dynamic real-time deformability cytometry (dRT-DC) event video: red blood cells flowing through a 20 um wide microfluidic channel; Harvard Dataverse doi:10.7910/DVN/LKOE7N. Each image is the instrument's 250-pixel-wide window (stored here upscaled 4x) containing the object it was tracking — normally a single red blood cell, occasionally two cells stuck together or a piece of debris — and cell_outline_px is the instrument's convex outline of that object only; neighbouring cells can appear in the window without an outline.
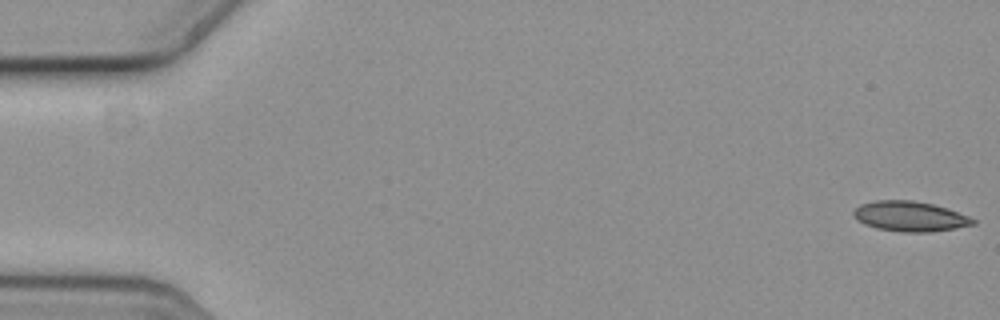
{"species": "common noctule bat (a hibernating species)", "species_latin": "Nyctalus noctula", "temperature_condition": "cold", "stored_images_in_passage": 59, "camera_frame_rate_fps": 3000, "um_per_image_px": 0.085, "animal": {"sex": "female", "body_mass_g": 19.3, "forearm_length_mm": 54.1}, "frame": {"image": 1, "passage_image": 1, "time_ms": 0.0, "image_size_px": [1000, 320], "cell_outline_px": [[976, 224], [956, 228], [932, 232], [900, 232], [876, 228], [864, 224], [856, 220], [852, 212], [860, 204], [876, 200], [912, 200], [932, 204], [948, 208], [968, 216], [976, 220]], "centroid_in_image_um": [77.34, 18.39], "position_along_channel_um": 7.7, "area_um2": 21.1}}
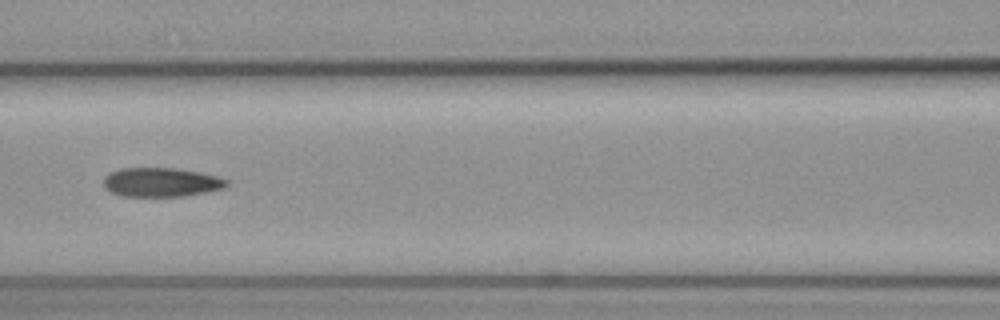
{"frame": {"image": 2, "passage_image": 26, "time_ms": 8.333, "image_size_px": [1000, 320], "cell_outline_px": [[228, 184], [224, 188], [208, 192], [184, 196], [120, 196], [108, 192], [104, 188], [104, 176], [120, 168], [176, 168], [200, 172], [216, 176], [228, 180]], "centroid_in_image_um": [13.68, 15.5], "position_along_channel_um": 152.9, "area_um2": 21.04}}
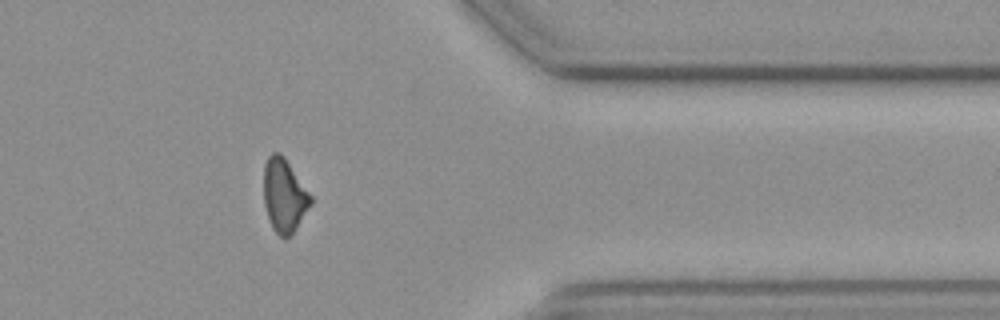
{"frame": {"image": 3, "passage_image": 47, "time_ms": 15.333, "image_size_px": [1000, 320], "cell_outline_px": [[312, 204], [296, 228], [288, 236], [280, 236], [272, 228], [264, 204], [264, 164], [268, 156], [272, 152], [280, 152], [284, 156], [312, 196]], "centroid_in_image_um": [24.16, 16.58], "position_along_channel_um": 387.2, "area_um2": 20.0}}